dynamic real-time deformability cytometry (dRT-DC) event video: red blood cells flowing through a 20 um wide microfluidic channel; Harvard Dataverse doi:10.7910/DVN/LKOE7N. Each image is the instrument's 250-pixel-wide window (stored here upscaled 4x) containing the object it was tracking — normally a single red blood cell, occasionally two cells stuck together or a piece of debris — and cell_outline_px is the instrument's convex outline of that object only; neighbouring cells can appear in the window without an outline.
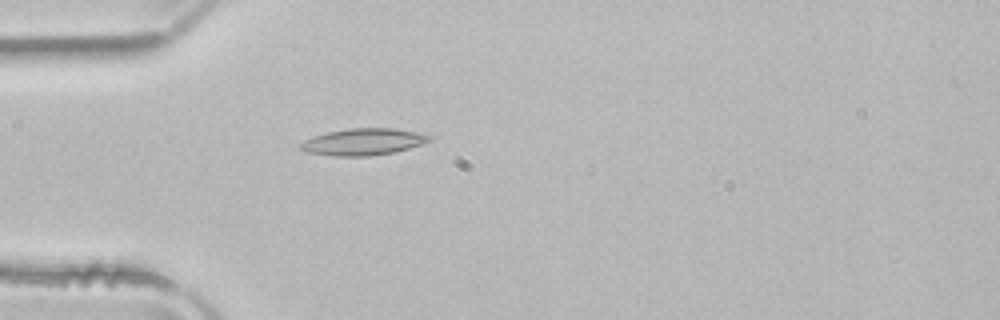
{"species": "common noctule bat (a hibernating species)", "species_latin": "Nyctalus noctula", "temperature_condition": "room temperature", "stored_images_in_passage": 40, "camera_frame_rate_fps": 3000, "um_per_image_px": 0.085, "animal": {"sex": "male", "body_mass_g": 21.5, "forearm_length_mm": 52.0}, "frame": {"image": 1, "passage_image": 4, "time_ms": 1.0, "image_size_px": [1000, 320], "cell_outline_px": [[432, 140], [396, 152], [368, 156], [332, 156], [308, 152], [300, 148], [300, 144], [304, 140], [312, 136], [328, 132], [348, 128], [396, 128], [416, 132], [432, 136]], "centroid_in_image_um": [30.87, 12.05], "position_along_channel_um": 54.1, "area_um2": 20.06}}
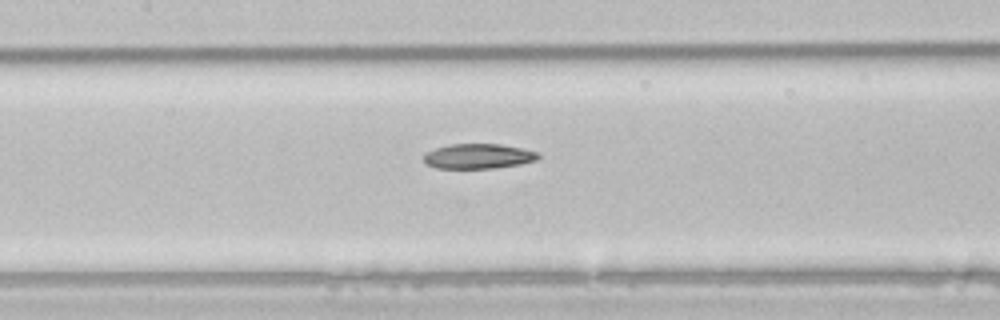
{"frame": {"image": 2, "passage_image": 13, "time_ms": 4.0, "image_size_px": [1000, 320], "cell_outline_px": [[540, 156], [536, 160], [520, 164], [492, 168], [436, 168], [428, 164], [424, 160], [424, 156], [428, 152], [436, 148], [448, 144], [500, 144], [520, 148], [536, 152]], "centroid_in_image_um": [40.65, 13.28], "position_along_channel_um": 166.7, "area_um2": 16.36}}
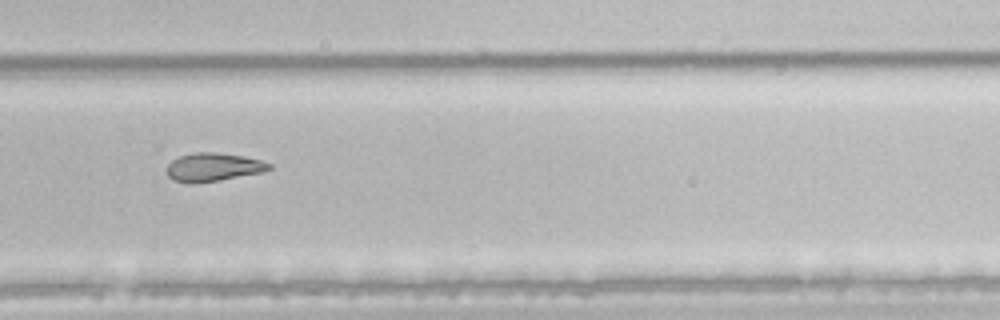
{"frame": {"image": 3, "passage_image": 24, "time_ms": 7.667, "image_size_px": [1000, 320], "cell_outline_px": [[272, 168], [264, 172], [220, 180], [192, 184], [188, 184], [172, 180], [168, 176], [168, 164], [172, 160], [180, 156], [196, 152], [216, 152], [244, 156], [260, 160], [272, 164]], "centroid_in_image_um": [18.14, 14.21], "position_along_channel_um": 311.7, "area_um2": 17.05}}